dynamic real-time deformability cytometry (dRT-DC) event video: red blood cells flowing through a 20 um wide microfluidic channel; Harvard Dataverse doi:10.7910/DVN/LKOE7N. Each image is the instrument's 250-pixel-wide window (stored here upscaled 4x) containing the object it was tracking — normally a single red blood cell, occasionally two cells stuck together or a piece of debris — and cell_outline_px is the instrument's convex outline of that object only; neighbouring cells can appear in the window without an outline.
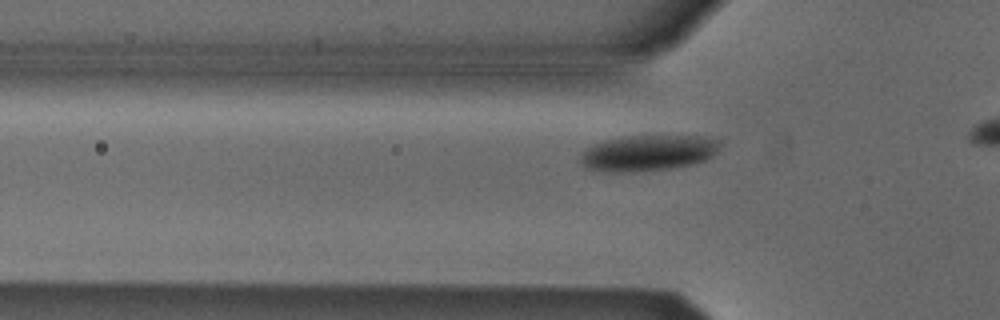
{"species": "Egyptian fruit bat (a non-hibernating species)", "species_latin": "Rousettus aegyptiacus", "temperature_condition": "cold", "stored_images_in_passage": 21, "camera_frame_rate_fps": 3000, "um_per_image_px": 0.085, "animal": {"sex": "male"}, "frame": {"image": 1, "passage_image": 5, "time_ms": 1.333, "image_size_px": [1000, 320], "cell_outline_px": [[720, 144], [716, 152], [712, 156], [704, 160], [688, 164], [668, 168], [632, 172], [612, 172], [584, 168], [580, 164], [580, 156], [584, 148], [608, 140], [628, 136], [708, 136], [720, 140]], "centroid_in_image_um": [55.05, 13.0], "position_along_channel_um": 70.7, "area_um2": 28.96}}
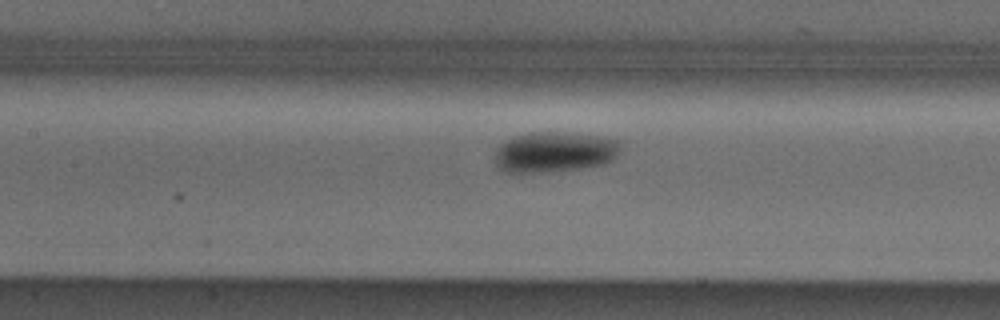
{"frame": {"image": 2, "passage_image": 12, "time_ms": 3.667, "image_size_px": [1000, 320], "cell_outline_px": [[620, 148], [616, 156], [612, 160], [604, 164], [580, 168], [548, 172], [504, 172], [496, 164], [496, 148], [500, 144], [516, 136], [528, 132], [572, 132], [596, 136], [616, 140], [620, 144]], "centroid_in_image_um": [47.12, 12.92], "position_along_channel_um": 160.3, "area_um2": 29.54}}
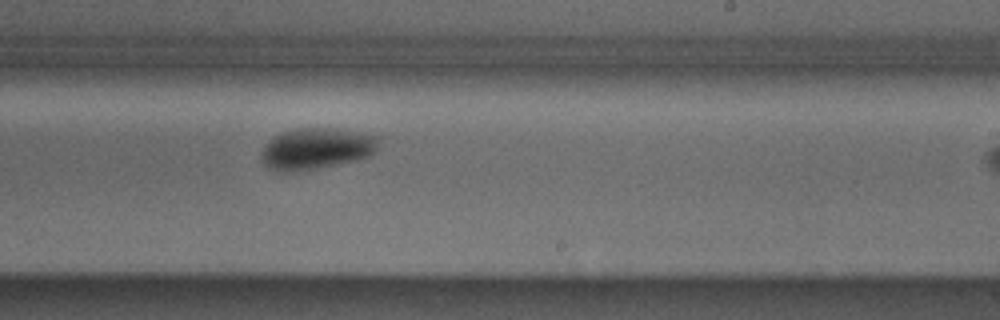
{"frame": {"image": 3, "passage_image": 20, "time_ms": 6.333, "image_size_px": [1000, 320], "cell_outline_px": [[380, 136], [376, 148], [368, 156], [352, 160], [316, 168], [292, 172], [280, 172], [268, 168], [260, 160], [264, 148], [268, 140], [272, 136], [280, 132], [296, 128], [336, 128], [360, 132]], "centroid_in_image_um": [26.83, 12.61], "position_along_channel_um": 262.2, "area_um2": 28.15}}